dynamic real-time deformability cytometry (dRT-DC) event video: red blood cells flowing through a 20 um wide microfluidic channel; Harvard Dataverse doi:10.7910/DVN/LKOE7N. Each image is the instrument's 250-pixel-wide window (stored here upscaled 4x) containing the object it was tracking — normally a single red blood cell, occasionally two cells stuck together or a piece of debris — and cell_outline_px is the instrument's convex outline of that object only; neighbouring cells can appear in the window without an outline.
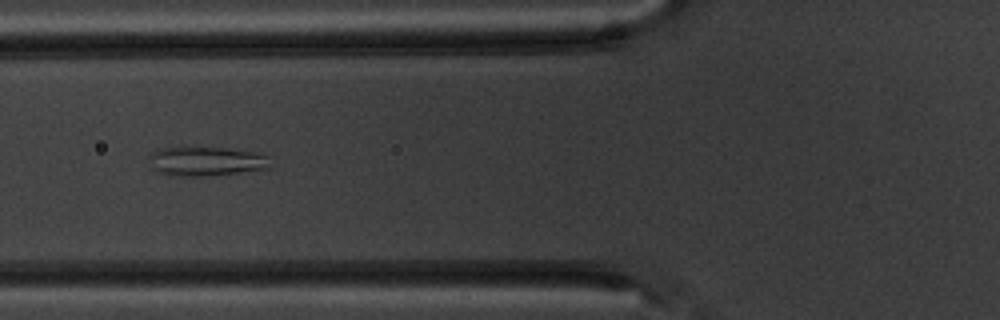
{"species": "common noctule bat (a hibernating species)", "species_latin": "Nyctalus noctula", "temperature_condition": "warm", "stored_images_in_passage": 6, "camera_frame_rate_fps": 3000, "um_per_image_px": 0.085, "animal": {"sex": "male", "body_mass_g": 20.1, "forearm_length_mm": 53.5}, "frame": {"image": 1, "passage_image": 4, "time_ms": 3.667, "image_size_px": [1000, 320], "cell_outline_px": [[268, 168], [240, 172], [200, 176], [172, 176], [160, 172], [152, 168], [148, 156], [152, 152], [164, 148], [180, 144], [188, 144], [228, 148], [260, 152], [268, 156]], "centroid_in_image_um": [17.46, 13.64], "position_along_channel_um": 108.3, "area_um2": 21.44}}
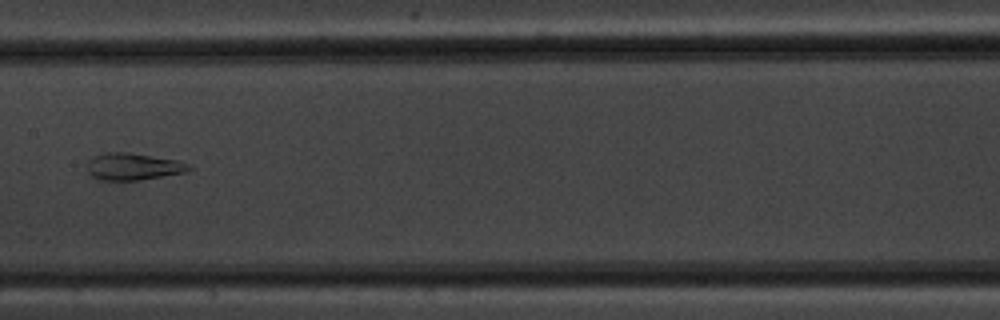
{"frame": {"image": 2, "passage_image": 6, "time_ms": 6.0, "image_size_px": [1000, 320], "cell_outline_px": [[192, 168], [188, 172], [136, 180], [100, 180], [92, 176], [88, 172], [88, 160], [92, 156], [104, 152], [128, 152], [176, 160]], "centroid_in_image_um": [11.25, 14.15], "position_along_channel_um": 196.1, "area_um2": 15.84}}